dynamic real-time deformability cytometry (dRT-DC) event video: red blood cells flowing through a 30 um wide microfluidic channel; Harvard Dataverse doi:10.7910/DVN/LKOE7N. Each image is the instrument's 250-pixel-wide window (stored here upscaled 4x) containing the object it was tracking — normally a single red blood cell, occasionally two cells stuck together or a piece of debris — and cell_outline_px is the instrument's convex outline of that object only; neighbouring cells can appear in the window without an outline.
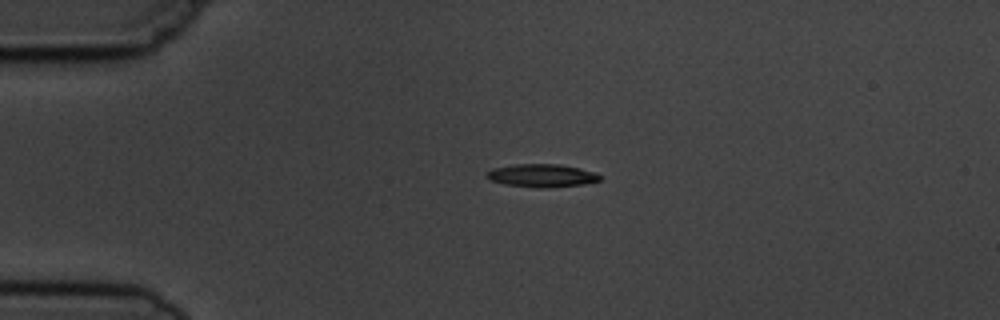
{"species": "common noctule bat (a hibernating species)", "species_latin": "Nyctalus noctula", "temperature_condition": "cold", "stored_images_in_passage": 4, "camera_frame_rate_fps": 3000, "um_per_image_px": 0.085, "animal": {"sex": "male", "body_mass_g": 19.5, "forearm_length_mm": 54.6}, "frame": {"image": 1, "passage_image": 2, "time_ms": 1.333, "image_size_px": [1000, 320], "cell_outline_px": [[604, 176], [600, 180], [584, 184], [540, 188], [536, 188], [504, 184], [492, 180], [484, 176], [492, 168], [512, 164], [560, 164], [580, 168], [596, 172]], "centroid_in_image_um": [46.08, 14.91], "position_along_channel_um": 38.9, "area_um2": 15.32}}
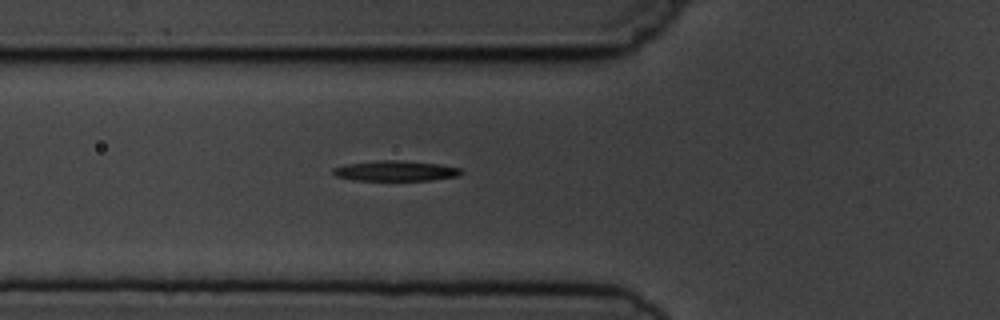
{"frame": {"image": 2, "passage_image": 4, "time_ms": 3.667, "image_size_px": [1000, 320], "cell_outline_px": [[464, 172], [456, 176], [428, 180], [352, 180], [336, 176], [332, 172], [332, 168], [348, 164], [380, 160], [396, 160], [436, 164], [460, 168]], "centroid_in_image_um": [33.58, 14.53], "position_along_channel_um": 92.2, "area_um2": 14.85}}